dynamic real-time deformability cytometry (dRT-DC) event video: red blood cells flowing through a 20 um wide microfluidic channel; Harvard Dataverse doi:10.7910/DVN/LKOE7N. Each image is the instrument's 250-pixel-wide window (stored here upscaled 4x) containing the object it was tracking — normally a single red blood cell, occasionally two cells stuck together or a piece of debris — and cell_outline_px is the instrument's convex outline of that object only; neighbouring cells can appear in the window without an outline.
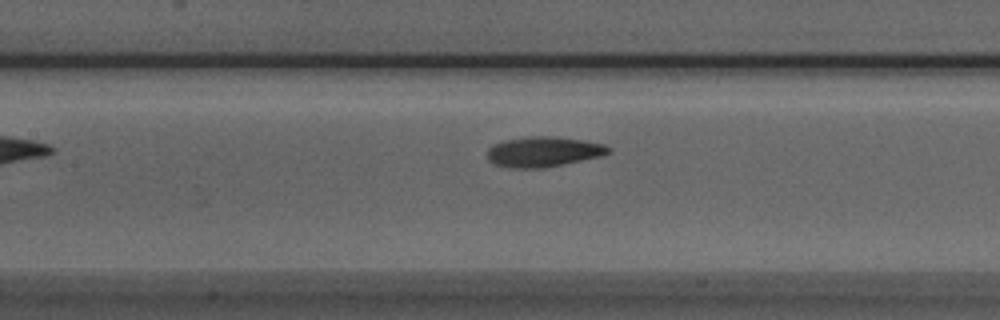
{"species": "Egyptian fruit bat (a non-hibernating species)", "species_latin": "Rousettus aegyptiacus", "temperature_condition": "room temperature", "stored_images_in_passage": 21, "camera_frame_rate_fps": 3000, "um_per_image_px": 0.085, "animal": {"sex": "male"}, "frame": {"image": 1, "passage_image": 9, "time_ms": 2.667, "image_size_px": [1000, 320], "cell_outline_px": [[612, 152], [604, 156], [544, 168], [508, 168], [492, 164], [488, 160], [488, 148], [492, 144], [504, 140], [532, 136], [548, 136], [580, 140], [604, 144], [612, 148]], "centroid_in_image_um": [46.19, 12.91], "position_along_channel_um": 161.2, "area_um2": 21.56}}
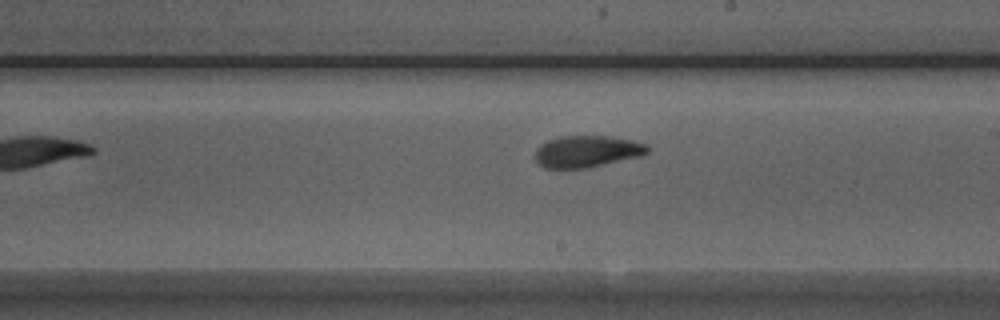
{"frame": {"image": 2, "passage_image": 15, "time_ms": 4.667, "image_size_px": [1000, 320], "cell_outline_px": [[648, 152], [640, 156], [588, 168], [544, 168], [536, 160], [536, 148], [540, 144], [548, 140], [560, 136], [608, 136], [632, 140], [644, 144], [648, 148]], "centroid_in_image_um": [49.86, 12.87], "position_along_channel_um": 239.1, "area_um2": 20.63}}
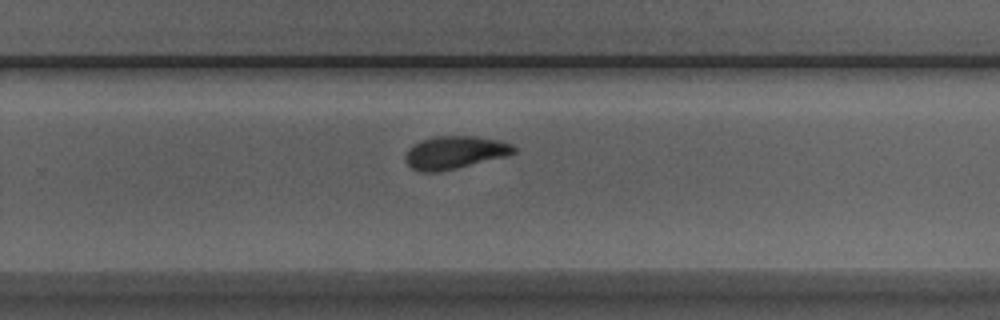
{"frame": {"image": 3, "passage_image": 19, "time_ms": 6.0, "image_size_px": [1000, 320], "cell_outline_px": [[516, 152], [508, 156], [440, 172], [420, 172], [412, 168], [404, 160], [404, 156], [408, 148], [412, 144], [420, 140], [432, 136], [476, 136], [496, 140], [512, 144], [516, 148]], "centroid_in_image_um": [38.62, 12.96], "position_along_channel_um": 291.2, "area_um2": 21.04}}